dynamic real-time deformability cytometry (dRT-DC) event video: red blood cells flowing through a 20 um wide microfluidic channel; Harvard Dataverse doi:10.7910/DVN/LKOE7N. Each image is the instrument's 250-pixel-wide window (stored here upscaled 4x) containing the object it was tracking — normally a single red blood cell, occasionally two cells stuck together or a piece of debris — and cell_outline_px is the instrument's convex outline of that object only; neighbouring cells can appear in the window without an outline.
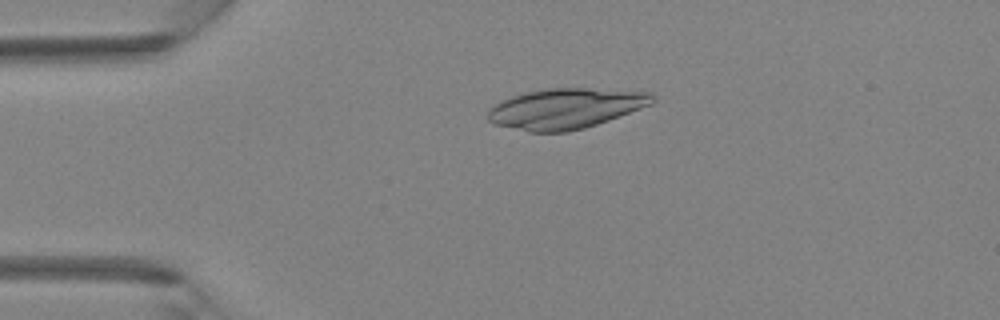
{"species": "Egyptian fruit bat (a non-hibernating species)", "species_latin": "Rousettus aegyptiacus", "temperature_condition": "room temperature", "stored_images_in_passage": 44, "camera_frame_rate_fps": 3000, "um_per_image_px": 0.085, "animal": {"sex": "female"}, "frame": {"image": 1, "passage_image": 10, "time_ms": 3.0, "image_size_px": [1000, 320], "cell_outline_px": [[656, 100], [652, 104], [608, 120], [584, 128], [568, 132], [528, 132], [496, 124], [488, 120], [488, 112], [500, 100], [512, 96], [528, 92], [548, 88], [588, 88], [648, 92], [656, 96]], "centroid_in_image_um": [48.09, 9.22], "position_along_channel_um": 36.9, "area_um2": 38.44}}
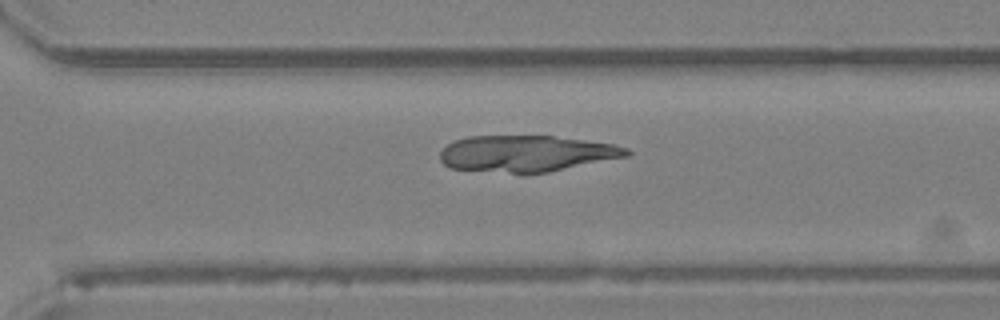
{"frame": {"image": 2, "passage_image": 31, "time_ms": 10.0, "image_size_px": [1000, 320], "cell_outline_px": [[632, 152], [628, 156], [548, 172], [508, 172], [448, 168], [440, 160], [440, 152], [448, 144], [456, 140], [468, 136], [552, 136], [584, 140], [612, 144], [628, 148]], "centroid_in_image_um": [44.75, 13.04], "position_along_channel_um": 325.9, "area_um2": 39.02}}
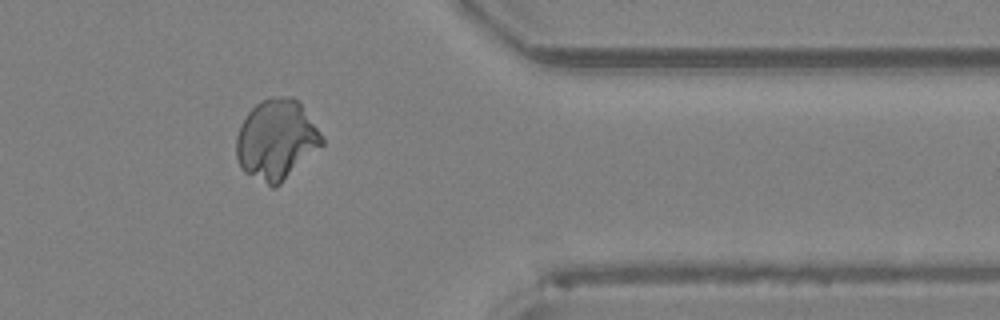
{"frame": {"image": 3, "passage_image": 36, "time_ms": 11.667, "image_size_px": [1000, 320], "cell_outline_px": [[324, 144], [276, 188], [272, 188], [244, 172], [240, 168], [236, 156], [236, 136], [240, 124], [248, 112], [256, 104], [272, 96], [292, 96], [300, 100], [320, 132], [324, 140]], "centroid_in_image_um": [23.49, 11.87], "position_along_channel_um": 387.9, "area_um2": 40.4}}